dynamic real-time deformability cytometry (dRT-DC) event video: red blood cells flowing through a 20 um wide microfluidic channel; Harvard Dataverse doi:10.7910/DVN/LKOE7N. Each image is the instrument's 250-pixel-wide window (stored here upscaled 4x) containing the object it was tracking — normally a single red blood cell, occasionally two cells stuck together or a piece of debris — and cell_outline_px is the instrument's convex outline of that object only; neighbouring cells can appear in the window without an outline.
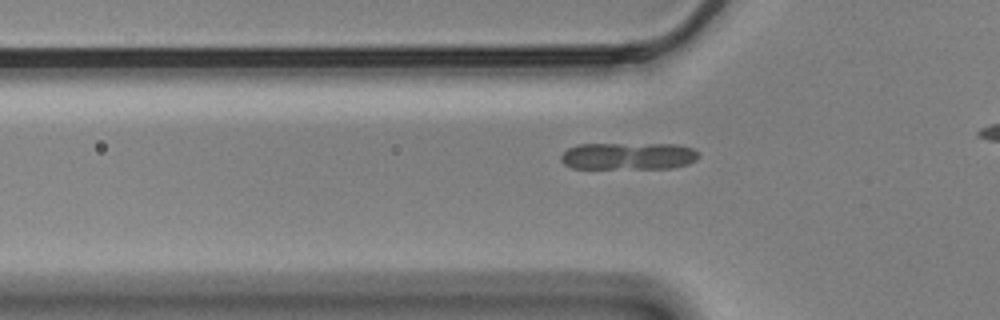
{"species": "Egyptian fruit bat (a non-hibernating species)", "species_latin": "Rousettus aegyptiacus", "temperature_condition": "cold", "stored_images_in_passage": 31, "segment_of_instrument_passage": [1, 2], "camera_frame_rate_fps": 3000, "um_per_image_px": 0.085, "animal": {"sex": "male"}, "frame": {"image": 1, "passage_image": 2, "time_ms": 0.333, "image_size_px": [1000, 320], "cell_outline_px": [[700, 156], [696, 160], [688, 164], [672, 168], [572, 168], [564, 164], [560, 160], [560, 156], [568, 148], [580, 144], [676, 144], [692, 148], [700, 152]], "centroid_in_image_um": [53.44, 13.26], "position_along_channel_um": 72.4, "area_um2": 21.91}}
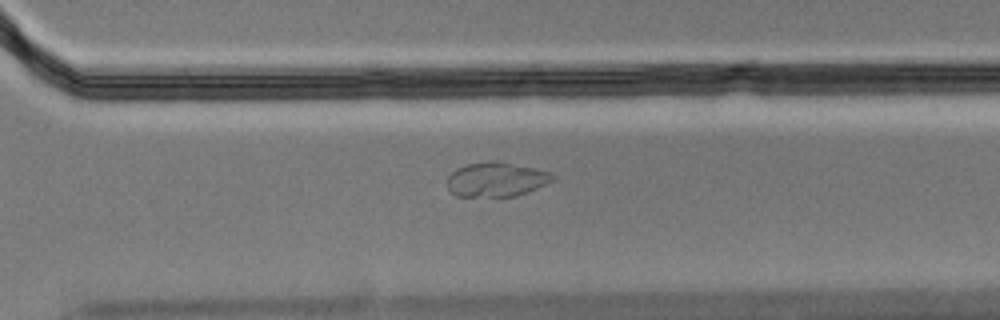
{"frame": {"image": 2, "passage_image": 24, "time_ms": 7.667, "image_size_px": [1000, 320], "cell_outline_px": [[556, 180], [528, 192], [516, 196], [456, 196], [448, 188], [448, 176], [456, 168], [464, 164], [488, 160], [496, 160], [536, 168], [552, 172], [556, 176]], "centroid_in_image_um": [42.23, 15.23], "position_along_channel_um": 328.4, "area_um2": 21.56}}
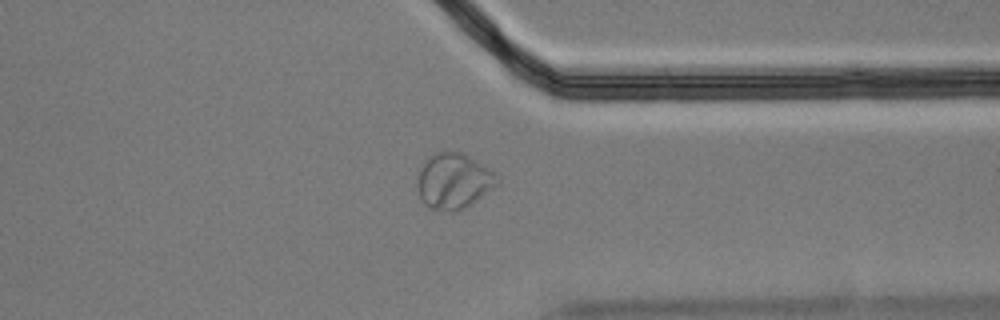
{"frame": {"image": 3, "passage_image": 28, "time_ms": 9.0, "image_size_px": [1000, 320], "cell_outline_px": [[500, 180], [492, 188], [464, 208], [456, 212], [452, 212], [428, 208], [424, 204], [420, 196], [416, 184], [420, 168], [428, 156], [436, 152], [460, 152], [468, 156], [488, 168], [500, 176]], "centroid_in_image_um": [38.53, 15.39], "position_along_channel_um": 372.9, "area_um2": 25.66}}